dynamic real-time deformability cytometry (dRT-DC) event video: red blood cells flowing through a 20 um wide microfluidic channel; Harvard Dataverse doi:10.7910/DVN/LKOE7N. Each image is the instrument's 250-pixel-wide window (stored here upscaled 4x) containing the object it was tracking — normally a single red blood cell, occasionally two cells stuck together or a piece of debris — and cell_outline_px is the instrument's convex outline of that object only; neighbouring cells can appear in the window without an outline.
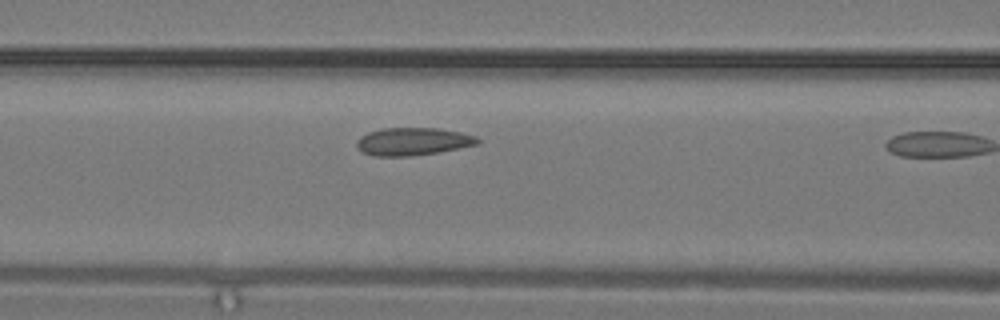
{"species": "common noctule bat (a hibernating species)", "species_latin": "Nyctalus noctula", "temperature_condition": "warm", "stored_images_in_passage": 8, "camera_frame_rate_fps": 3000, "um_per_image_px": 0.085, "animal": {"sex": "male", "body_mass_g": 19.2, "forearm_length_mm": 51.8}, "frame": {"image": 1, "passage_image": 7, "time_ms": 2.0, "image_size_px": [1000, 320], "cell_outline_px": [[480, 144], [436, 152], [408, 156], [372, 156], [364, 152], [356, 144], [356, 140], [360, 136], [368, 132], [384, 128], [436, 128], [460, 132], [476, 136], [480, 140]], "centroid_in_image_um": [35.09, 12.02], "position_along_channel_um": 131.5, "area_um2": 19.36}}